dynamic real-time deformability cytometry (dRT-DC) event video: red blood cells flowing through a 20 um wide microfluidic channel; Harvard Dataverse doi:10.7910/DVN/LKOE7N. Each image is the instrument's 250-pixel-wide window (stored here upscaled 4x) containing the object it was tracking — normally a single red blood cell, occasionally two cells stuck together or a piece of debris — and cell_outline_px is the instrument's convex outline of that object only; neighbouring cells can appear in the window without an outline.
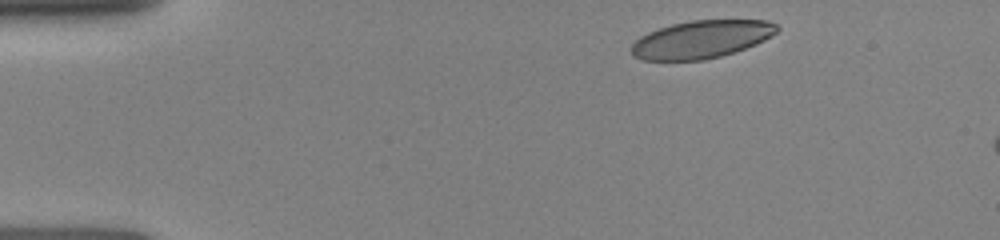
{"species": "human", "species_latin": "Homo sapiens", "temperature_condition": "room temperature", "stored_images_in_passage": 6, "camera_frame_rate_fps": 3000, "um_per_image_px": 0.085, "donor": {"sex": "female"}, "frame": {"image": 1, "passage_image": 1, "time_ms": 0.0, "image_size_px": [1000, 240], "cell_outline_px": [[780, 28], [776, 32], [764, 40], [756, 44], [720, 56], [704, 60], [644, 60], [632, 56], [632, 44], [640, 36], [648, 32], [672, 24], [692, 20], [768, 20], [776, 24]], "centroid_in_image_um": [59.61, 3.34], "position_along_channel_um": 25.4, "area_um2": 31.85}}